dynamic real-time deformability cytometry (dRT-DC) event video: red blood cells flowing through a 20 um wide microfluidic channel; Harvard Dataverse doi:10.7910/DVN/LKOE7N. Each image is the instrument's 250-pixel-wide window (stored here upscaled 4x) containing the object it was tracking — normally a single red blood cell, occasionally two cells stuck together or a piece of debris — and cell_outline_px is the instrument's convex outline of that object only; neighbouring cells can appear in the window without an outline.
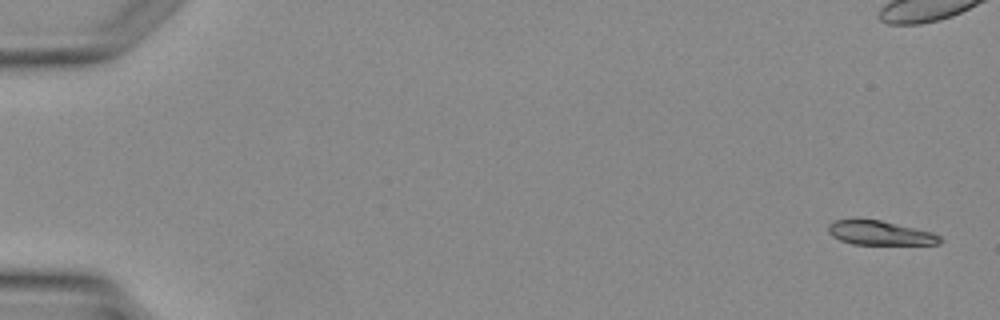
{"species": "Egyptian fruit bat (a non-hibernating species)", "species_latin": "Rousettus aegyptiacus", "temperature_condition": "warm", "stored_images_in_passage": 6, "camera_frame_rate_fps": 3000, "um_per_image_px": 0.085, "animal": {"sex": "female"}, "frame": {"image": 1, "passage_image": 1, "time_ms": 0.0, "image_size_px": [1000, 320], "cell_outline_px": [[944, 240], [940, 244], [852, 244], [840, 240], [832, 236], [828, 232], [828, 224], [836, 220], [880, 220], [932, 232], [940, 236]], "centroid_in_image_um": [74.82, 19.81], "position_along_channel_um": 10.2, "area_um2": 15.55}}
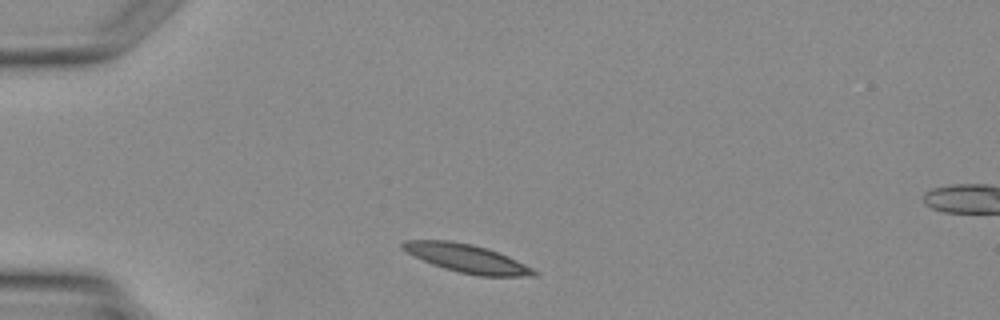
{"frame": {"image": 2, "passage_image": 6, "time_ms": 9.0, "image_size_px": [1000, 320], "cell_outline_px": [[536, 276], [480, 276], [460, 272], [444, 268], [432, 264], [408, 252], [400, 244], [404, 240], [452, 240], [472, 244], [488, 248], [508, 256], [532, 268], [536, 272]], "centroid_in_image_um": [39.69, 21.95], "position_along_channel_um": 45.3, "area_um2": 21.33}}